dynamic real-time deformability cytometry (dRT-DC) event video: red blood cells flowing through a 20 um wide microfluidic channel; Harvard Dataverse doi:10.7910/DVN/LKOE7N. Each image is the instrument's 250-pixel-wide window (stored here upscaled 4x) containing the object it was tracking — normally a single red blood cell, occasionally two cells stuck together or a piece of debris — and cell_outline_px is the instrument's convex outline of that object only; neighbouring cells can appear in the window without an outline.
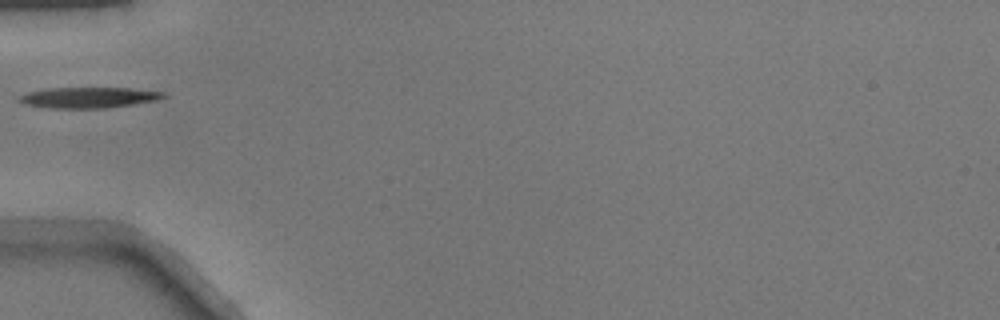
{"species": "common noctule bat (a hibernating species)", "species_latin": "Nyctalus noctula", "temperature_condition": "warm", "stored_images_in_passage": 14, "camera_frame_rate_fps": 3000, "um_per_image_px": 0.085, "animal": {"sex": "male", "body_mass_g": 17.9}, "frame": {"image": 1, "passage_image": 1, "time_ms": 0.0, "image_size_px": [1000, 320], "cell_outline_px": [[168, 96], [160, 100], [104, 108], [44, 108], [24, 104], [16, 100], [20, 96], [28, 92], [48, 88], [132, 88], [168, 92]], "centroid_in_image_um": [7.58, 8.29], "position_along_channel_um": 77.4, "area_um2": 17.69}}
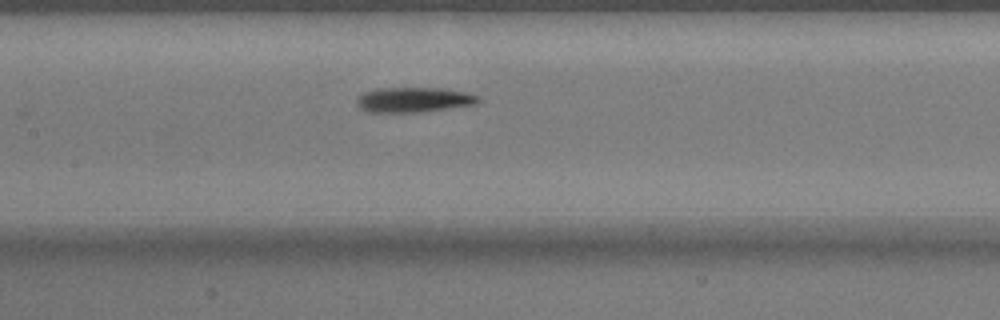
{"frame": {"image": 2, "passage_image": 8, "time_ms": 2.333, "image_size_px": [1000, 320], "cell_outline_px": [[480, 100], [476, 104], [420, 112], [364, 112], [356, 104], [356, 100], [364, 92], [376, 88], [440, 88], [464, 92], [480, 96]], "centroid_in_image_um": [35.13, 8.48], "position_along_channel_um": 172.3, "area_um2": 17.69}}
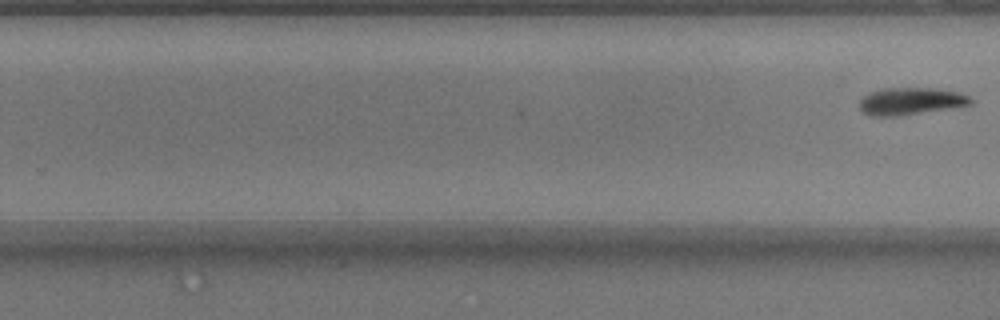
{"frame": {"image": 3, "passage_image": 14, "time_ms": 4.333, "image_size_px": [1000, 320], "cell_outline_px": [[976, 100], [972, 104], [960, 108], [896, 116], [872, 116], [864, 112], [860, 108], [860, 100], [864, 96], [872, 92], [884, 88], [936, 88], [960, 92], [972, 96]], "centroid_in_image_um": [77.56, 8.61], "position_along_channel_um": 252.2, "area_um2": 18.09}}